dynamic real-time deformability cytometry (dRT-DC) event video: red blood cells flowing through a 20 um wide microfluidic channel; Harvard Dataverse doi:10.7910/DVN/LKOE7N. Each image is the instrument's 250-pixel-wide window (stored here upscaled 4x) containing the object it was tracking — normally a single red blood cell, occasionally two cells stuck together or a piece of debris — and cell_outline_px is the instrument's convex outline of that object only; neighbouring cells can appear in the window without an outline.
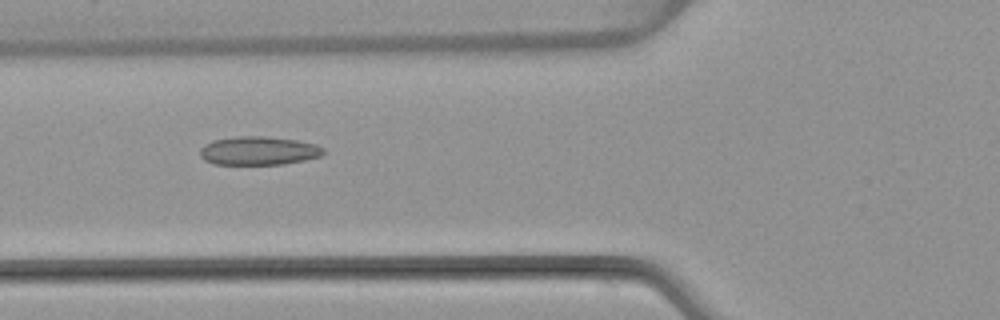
{"species": "common noctule bat (a hibernating species)", "species_latin": "Nyctalus noctula", "temperature_condition": "warm", "stored_images_in_passage": 6, "camera_frame_rate_fps": 3000, "um_per_image_px": 0.085, "animal": {"sex": "female", "body_mass_g": 22.7, "forearm_length_mm": 54.2}, "frame": {"image": 1, "passage_image": 5, "time_ms": 4.667, "image_size_px": [1000, 320], "cell_outline_px": [[324, 152], [320, 156], [304, 160], [284, 164], [216, 164], [204, 160], [200, 156], [200, 148], [204, 144], [212, 140], [236, 136], [264, 136], [296, 140], [316, 144], [324, 148]], "centroid_in_image_um": [21.96, 12.81], "position_along_channel_um": 103.8, "area_um2": 20.58}}
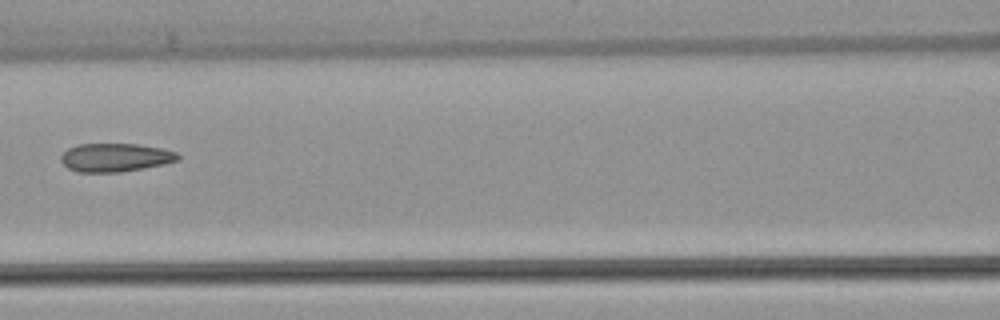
{"frame": {"image": 2, "passage_image": 6, "time_ms": 6.0, "image_size_px": [1000, 320], "cell_outline_px": [[180, 160], [164, 164], [144, 168], [120, 172], [76, 172], [68, 168], [60, 160], [60, 156], [68, 148], [76, 144], [136, 144], [160, 148], [176, 152], [180, 156]], "centroid_in_image_um": [9.79, 13.39], "position_along_channel_um": 156.8, "area_um2": 19.42}}